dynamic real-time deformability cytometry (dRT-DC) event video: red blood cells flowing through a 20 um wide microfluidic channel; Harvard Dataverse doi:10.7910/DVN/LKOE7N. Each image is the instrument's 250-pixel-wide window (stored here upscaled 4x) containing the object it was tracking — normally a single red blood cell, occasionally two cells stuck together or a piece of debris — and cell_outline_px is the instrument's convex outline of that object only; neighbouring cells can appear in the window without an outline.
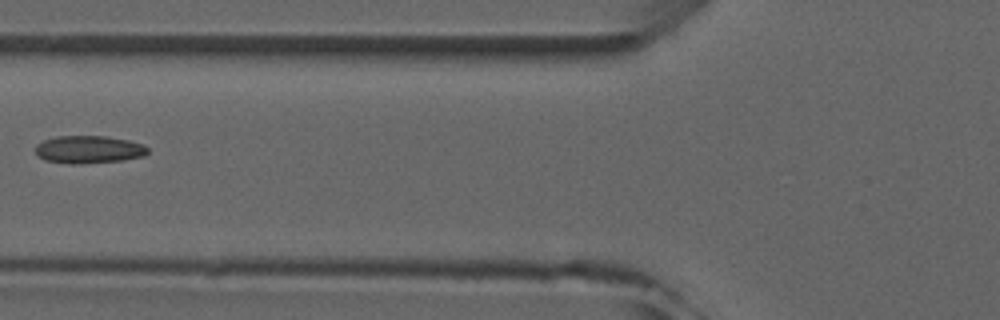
{"species": "common noctule bat (a hibernating species)", "species_latin": "Nyctalus noctula", "temperature_condition": "room temperature", "stored_images_in_passage": 7, "camera_frame_rate_fps": 3000, "um_per_image_px": 0.085, "animal": {"sex": "male", "forearm_length_mm": 52.5}, "frame": {"image": 1, "passage_image": 6, "time_ms": 5.667, "image_size_px": [1000, 320], "cell_outline_px": [[148, 152], [144, 156], [124, 160], [80, 164], [72, 164], [44, 160], [36, 152], [36, 144], [44, 140], [56, 136], [108, 136], [128, 140], [144, 144], [148, 148]], "centroid_in_image_um": [7.57, 12.7], "position_along_channel_um": 118.2, "area_um2": 18.21}}
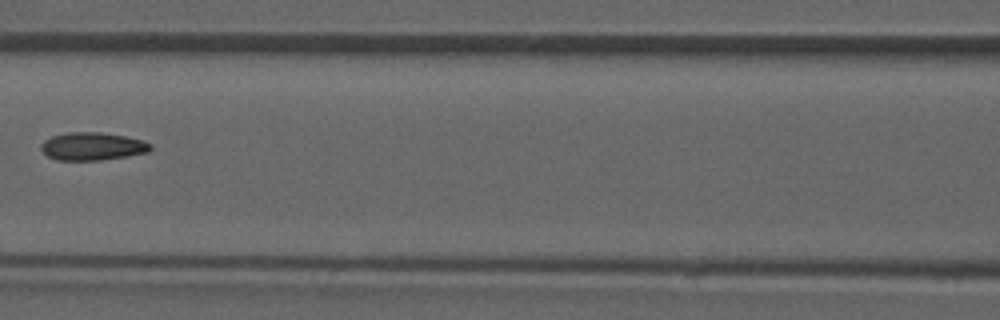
{"frame": {"image": 2, "passage_image": 7, "time_ms": 6.667, "image_size_px": [1000, 320], "cell_outline_px": [[152, 148], [148, 152], [128, 156], [100, 160], [56, 160], [48, 156], [40, 148], [40, 144], [44, 140], [52, 136], [68, 132], [100, 132], [124, 136], [144, 140], [152, 144]], "centroid_in_image_um": [7.86, 12.43], "position_along_channel_um": 158.7, "area_um2": 17.86}}